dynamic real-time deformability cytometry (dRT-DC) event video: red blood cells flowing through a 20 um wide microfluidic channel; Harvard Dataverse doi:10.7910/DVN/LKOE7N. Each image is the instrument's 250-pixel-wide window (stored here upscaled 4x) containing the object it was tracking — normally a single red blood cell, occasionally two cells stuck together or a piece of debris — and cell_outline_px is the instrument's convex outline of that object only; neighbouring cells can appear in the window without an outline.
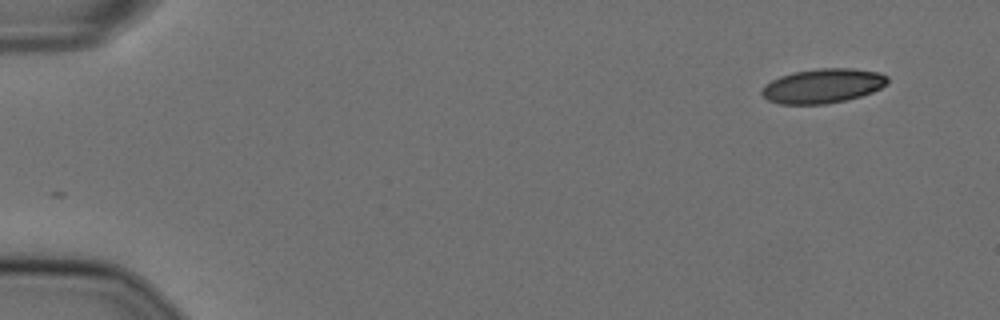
{"species": "Egyptian fruit bat (a non-hibernating species)", "species_latin": "Rousettus aegyptiacus", "temperature_condition": "cold", "stored_images_in_passage": 53, "camera_frame_rate_fps": 3000, "um_per_image_px": 0.085, "animal": {"sex": "female"}, "frame": {"image": 1, "passage_image": 1, "time_ms": 0.0, "image_size_px": [1000, 320], "cell_outline_px": [[888, 84], [872, 92], [860, 96], [844, 100], [824, 104], [780, 104], [768, 100], [760, 92], [764, 84], [780, 76], [792, 72], [820, 68], [852, 68], [880, 72], [888, 76]], "centroid_in_image_um": [69.94, 7.29], "position_along_channel_um": 15.1, "area_um2": 25.32}}
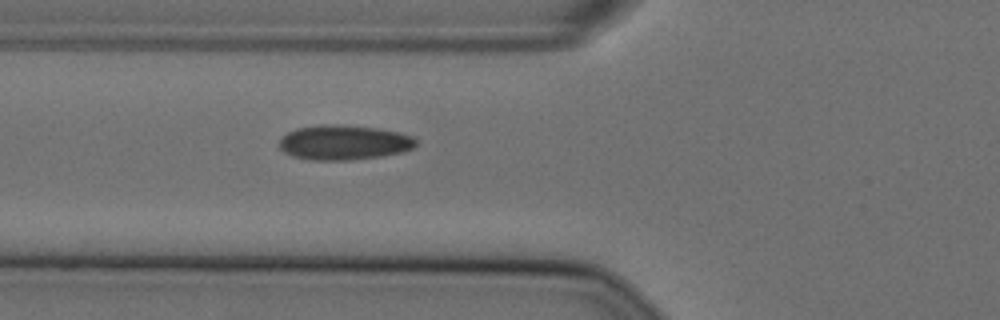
{"frame": {"image": 2, "passage_image": 18, "time_ms": 5.667, "image_size_px": [1000, 320], "cell_outline_px": [[416, 144], [412, 148], [400, 152], [380, 156], [352, 160], [312, 160], [292, 156], [284, 152], [280, 148], [280, 136], [296, 128], [320, 124], [324, 124], [376, 128], [396, 132], [412, 136], [416, 140]], "centroid_in_image_um": [29.17, 12.11], "position_along_channel_um": 96.6, "area_um2": 27.46}}
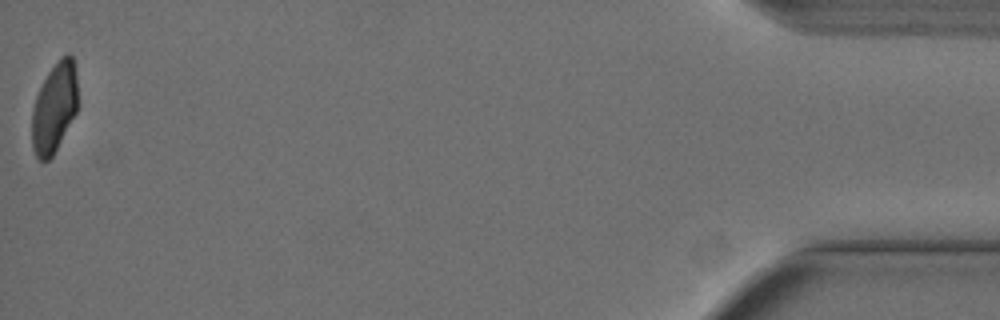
{"frame": {"image": 3, "passage_image": 53, "time_ms": 17.333, "image_size_px": [1000, 320], "cell_outline_px": [[80, 104], [76, 112], [52, 156], [48, 160], [40, 160], [36, 156], [32, 148], [32, 108], [36, 96], [48, 72], [60, 56], [68, 52], [72, 56], [76, 72]], "centroid_in_image_um": [4.65, 9.1], "position_along_channel_um": 430.6, "area_um2": 24.28}, "authors_computed_cell_mechanics": {"area_um2": 26.877, "velocity_mm_per_s": 3.6193, "shape_relaxation_time_tau1_ms": null, "shape_relaxation_time_tau2_ms": 1.6136, "deformation_change_tau1": null, "deformation_change_tau2": 0.045}}